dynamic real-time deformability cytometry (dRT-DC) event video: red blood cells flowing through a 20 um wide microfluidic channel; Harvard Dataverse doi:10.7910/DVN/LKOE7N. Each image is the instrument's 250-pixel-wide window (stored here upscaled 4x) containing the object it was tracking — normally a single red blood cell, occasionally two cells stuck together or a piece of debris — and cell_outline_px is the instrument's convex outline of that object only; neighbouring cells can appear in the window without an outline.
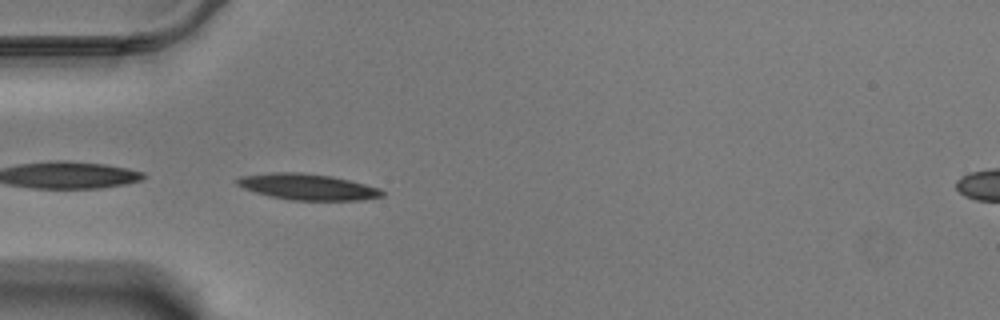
{"species": "Egyptian fruit bat (a non-hibernating species)", "species_latin": "Rousettus aegyptiacus", "temperature_condition": "warm", "stored_images_in_passage": 42, "camera_frame_rate_fps": 3000, "um_per_image_px": 0.085, "animal": {"sex": "male"}, "frame": {"image": 1, "passage_image": 1, "time_ms": 0.0, "image_size_px": [1000, 320], "cell_outline_px": [[384, 196], [360, 200], [292, 200], [272, 196], [256, 192], [244, 188], [236, 184], [236, 180], [240, 176], [272, 172], [300, 172], [332, 176], [380, 188], [384, 192]], "centroid_in_image_um": [26.15, 15.87], "position_along_channel_um": 58.8, "area_um2": 21.85}}
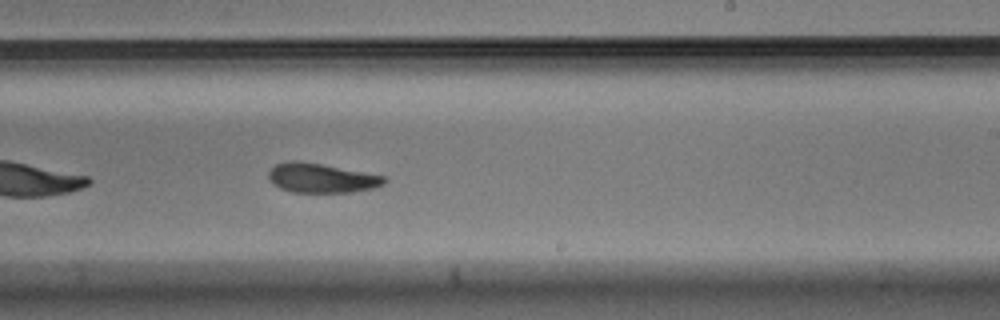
{"frame": {"image": 2, "passage_image": 19, "time_ms": 6.0, "image_size_px": [1000, 320], "cell_outline_px": [[388, 180], [384, 184], [372, 188], [352, 192], [292, 192], [280, 188], [272, 184], [268, 180], [268, 172], [276, 164], [292, 160], [300, 160], [384, 176]], "centroid_in_image_um": [27.28, 15.13], "position_along_channel_um": 261.7, "area_um2": 19.77}}
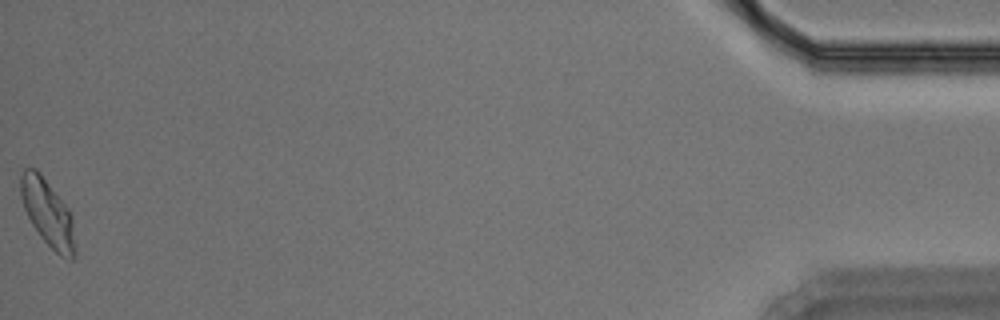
{"frame": {"image": 3, "passage_image": 42, "time_ms": 13.667, "image_size_px": [1000, 320], "cell_outline_px": [[76, 252], [72, 260], [68, 260], [60, 256], [40, 236], [32, 224], [24, 208], [20, 196], [20, 176], [24, 168], [36, 168], [40, 172], [68, 208], [72, 216], [76, 248]], "centroid_in_image_um": [4.06, 18.1], "position_along_channel_um": 431.1, "area_um2": 21.27}, "authors_computed_cell_mechanics": {"area_um2": 20.6057, "velocity_mm_per_s": 3.4469, "shape_relaxation_time_tau1_ms": 3.3045, "shape_relaxation_time_tau2_ms": 3.974, "deformation_change_tau1": 0.1427, "deformation_change_tau2": 0.1046}}